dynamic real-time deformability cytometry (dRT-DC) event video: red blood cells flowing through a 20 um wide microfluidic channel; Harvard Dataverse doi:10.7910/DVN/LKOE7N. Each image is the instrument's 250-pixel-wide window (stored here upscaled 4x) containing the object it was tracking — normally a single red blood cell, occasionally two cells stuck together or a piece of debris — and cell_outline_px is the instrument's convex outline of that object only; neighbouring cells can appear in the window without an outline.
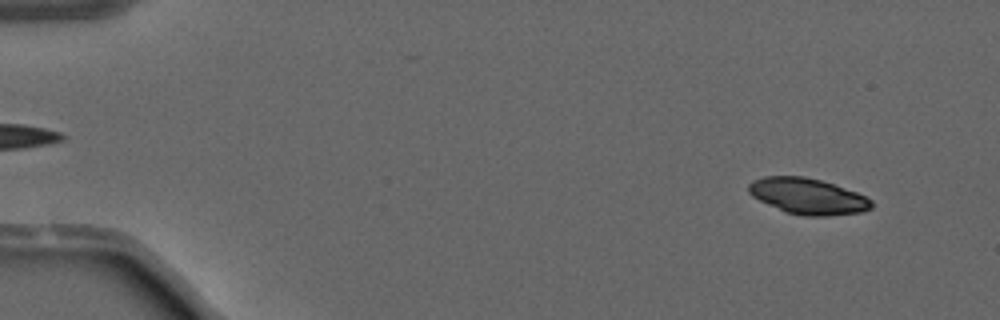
{"species": "common noctule bat (a hibernating species)", "species_latin": "Nyctalus noctula", "temperature_condition": "warm", "stored_images_in_passage": 35, "segment_of_instrument_passage": [1, 2], "camera_frame_rate_fps": 3000, "um_per_image_px": 0.085, "animal": {"sex": "male", "forearm_length_mm": 52.5}, "frame": {"image": 1, "passage_image": 4, "time_ms": 1.0, "image_size_px": [1000, 320], "cell_outline_px": [[872, 208], [864, 212], [828, 216], [804, 216], [784, 212], [752, 196], [748, 192], [748, 184], [752, 180], [764, 176], [804, 176], [820, 180], [856, 192], [872, 200]], "centroid_in_image_um": [68.65, 16.69], "position_along_channel_um": 16.4, "area_um2": 25.78}}
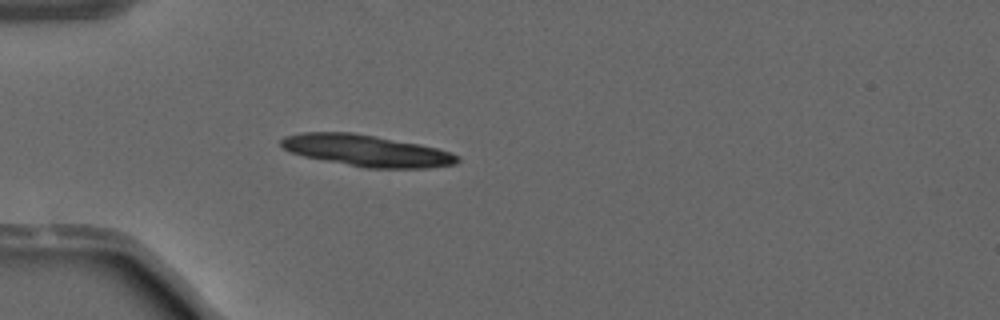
{"frame": {"image": 2, "passage_image": 15, "time_ms": 4.667, "image_size_px": [1000, 320], "cell_outline_px": [[460, 160], [456, 164], [428, 168], [364, 168], [304, 156], [292, 152], [284, 148], [280, 144], [280, 140], [284, 136], [300, 132], [352, 132], [376, 136], [420, 144], [452, 152], [460, 156]], "centroid_in_image_um": [31.18, 12.8], "position_along_channel_um": 53.8, "area_um2": 32.48}}